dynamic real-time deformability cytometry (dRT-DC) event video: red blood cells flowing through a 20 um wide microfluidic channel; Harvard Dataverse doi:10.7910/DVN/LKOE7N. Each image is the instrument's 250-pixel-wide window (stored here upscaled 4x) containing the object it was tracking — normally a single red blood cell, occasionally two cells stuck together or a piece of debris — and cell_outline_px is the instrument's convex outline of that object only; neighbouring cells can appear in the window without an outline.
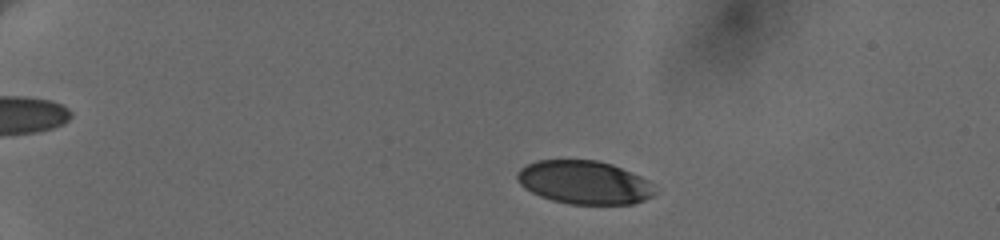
{"species": "human", "species_latin": "Homo sapiens", "temperature_condition": "cold", "stored_images_in_passage": 8, "camera_frame_rate_fps": 3000, "um_per_image_px": 0.085, "donor": {"sex": "female"}, "frame": {"image": 1, "passage_image": 2, "time_ms": 1.0, "image_size_px": [1000, 240], "cell_outline_px": [[656, 192], [652, 196], [644, 200], [632, 204], [568, 204], [552, 200], [540, 196], [524, 188], [516, 180], [516, 172], [520, 168], [536, 160], [596, 160], [612, 164], [632, 172], [656, 184]], "centroid_in_image_um": [49.67, 15.5], "position_along_channel_um": 35.3, "area_um2": 35.14}}
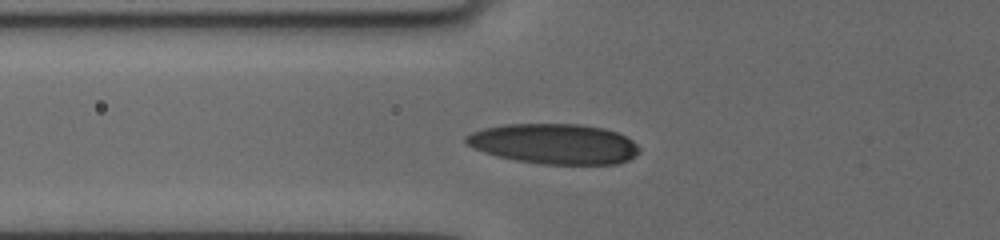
{"frame": {"image": 2, "passage_image": 6, "time_ms": 4.667, "image_size_px": [1000, 240], "cell_outline_px": [[640, 152], [628, 160], [616, 164], [540, 164], [512, 160], [496, 156], [484, 152], [468, 144], [464, 140], [464, 136], [472, 132], [484, 128], [504, 124], [580, 124], [604, 128], [616, 132], [632, 140], [640, 148]], "centroid_in_image_um": [47.1, 12.23], "position_along_channel_um": 78.7, "area_um2": 40.75}}
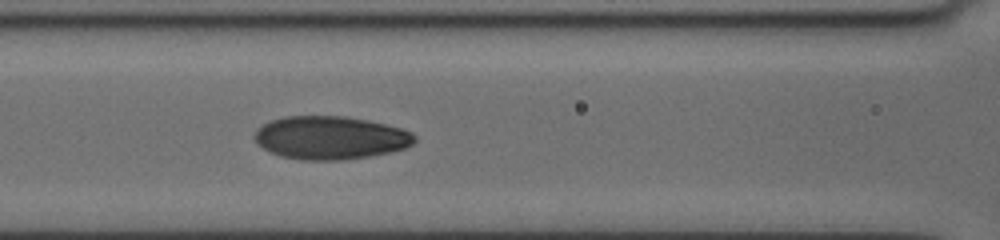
{"frame": {"image": 3, "passage_image": 8, "time_ms": 6.333, "image_size_px": [1000, 240], "cell_outline_px": [[416, 140], [412, 144], [404, 148], [388, 152], [368, 156], [344, 160], [304, 160], [280, 156], [268, 152], [256, 144], [252, 136], [256, 128], [272, 120], [284, 116], [344, 116], [384, 124], [400, 128], [412, 132], [416, 136]], "centroid_in_image_um": [28.01, 11.71], "position_along_channel_um": 138.6, "area_um2": 40.34}}